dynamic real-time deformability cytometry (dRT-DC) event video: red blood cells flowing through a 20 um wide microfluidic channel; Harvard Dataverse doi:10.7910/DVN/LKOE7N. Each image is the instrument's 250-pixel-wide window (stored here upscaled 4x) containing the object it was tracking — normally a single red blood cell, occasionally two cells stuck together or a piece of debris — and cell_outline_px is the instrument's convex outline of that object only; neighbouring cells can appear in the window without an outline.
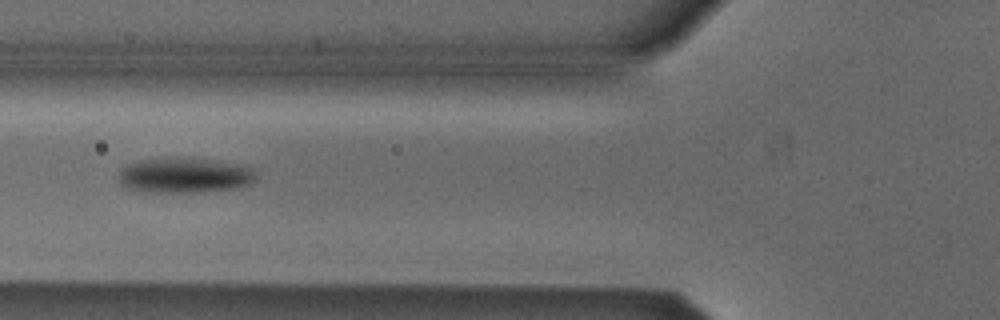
{"species": "Egyptian fruit bat (a non-hibernating species)", "species_latin": "Rousettus aegyptiacus", "temperature_condition": "cold", "stored_images_in_passage": 6, "camera_frame_rate_fps": 3000, "um_per_image_px": 0.085, "animal": {"sex": "male"}, "frame": {"image": 1, "passage_image": 6, "time_ms": 1.667, "image_size_px": [1000, 320], "cell_outline_px": [[256, 180], [252, 184], [236, 188], [200, 192], [144, 192], [128, 188], [120, 184], [120, 172], [128, 164], [140, 160], [168, 156], [188, 156], [236, 164], [252, 168], [256, 172]], "centroid_in_image_um": [15.71, 14.88], "position_along_channel_um": 110.1, "area_um2": 28.73}}